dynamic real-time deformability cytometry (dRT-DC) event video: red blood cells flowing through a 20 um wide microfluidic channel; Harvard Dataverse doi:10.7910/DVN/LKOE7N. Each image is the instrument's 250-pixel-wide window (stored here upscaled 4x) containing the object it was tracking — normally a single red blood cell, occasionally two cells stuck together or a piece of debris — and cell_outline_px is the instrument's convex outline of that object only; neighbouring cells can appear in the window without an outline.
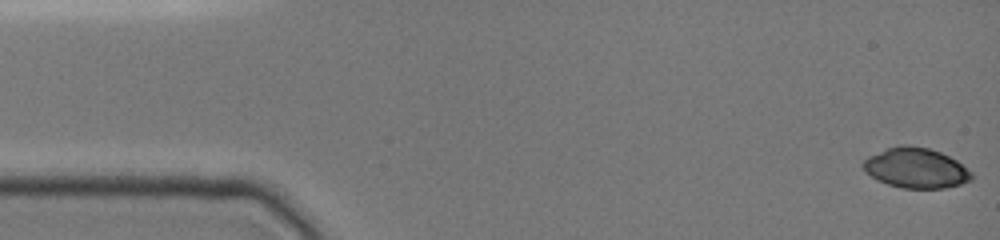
{"species": "common noctule bat (a hibernating species)", "species_latin": "Nyctalus noctula", "temperature_condition": "cold", "stored_images_in_passage": 8, "camera_frame_rate_fps": 3000, "um_per_image_px": 0.085, "animal": {"sex": "female", "body_mass_g": 19.0, "forearm_length_mm": 51.5}, "frame": {"image": 1, "passage_image": 1, "time_ms": 0.0, "image_size_px": [1000, 240], "cell_outline_px": [[972, 180], [960, 184], [944, 188], [900, 188], [876, 180], [860, 164], [868, 156], [888, 148], [900, 144], [908, 144], [928, 148], [940, 152], [956, 160], [972, 172]], "centroid_in_image_um": [77.85, 14.27], "position_along_channel_um": 7.2, "area_um2": 25.32}}